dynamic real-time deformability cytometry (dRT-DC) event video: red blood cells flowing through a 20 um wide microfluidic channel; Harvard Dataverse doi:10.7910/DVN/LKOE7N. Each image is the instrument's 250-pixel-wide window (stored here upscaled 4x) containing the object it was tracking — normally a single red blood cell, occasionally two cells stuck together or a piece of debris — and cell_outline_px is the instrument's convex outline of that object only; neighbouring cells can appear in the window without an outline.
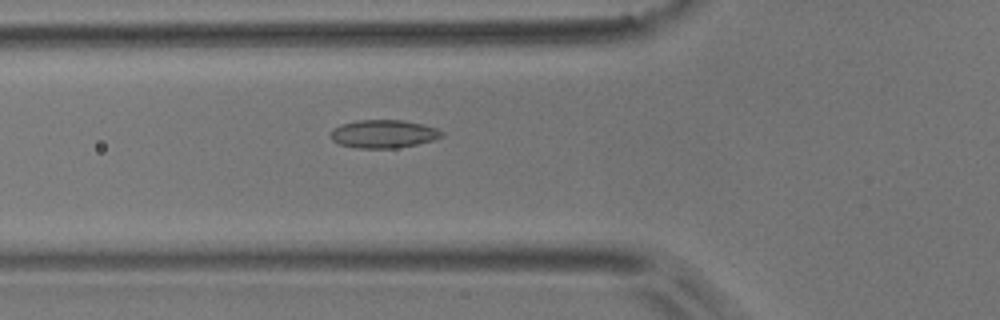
{"species": "common noctule bat (a hibernating species)", "species_latin": "Nyctalus noctula", "temperature_condition": "room temperature", "stored_images_in_passage": 54, "camera_frame_rate_fps": 3000, "um_per_image_px": 0.085, "animal": {"sex": "male", "body_mass_g": 17.9}, "frame": {"image": 1, "passage_image": 19, "time_ms": 6.0, "image_size_px": [1000, 320], "cell_outline_px": [[444, 136], [432, 140], [416, 144], [396, 148], [356, 148], [340, 144], [332, 140], [328, 136], [332, 128], [340, 124], [356, 120], [400, 120], [424, 124], [436, 128], [444, 132]], "centroid_in_image_um": [32.56, 11.37], "position_along_channel_um": 93.2, "area_um2": 18.38}}
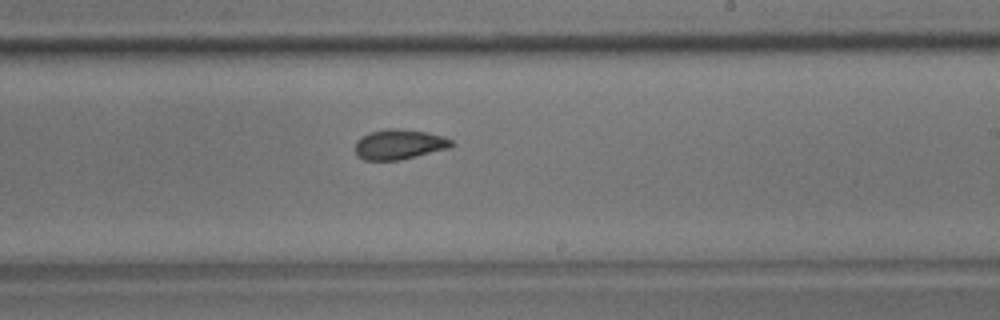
{"frame": {"image": 2, "passage_image": 32, "time_ms": 10.333, "image_size_px": [1000, 320], "cell_outline_px": [[456, 144], [448, 148], [400, 160], [364, 160], [356, 156], [356, 140], [368, 132], [388, 128], [396, 128], [424, 132], [444, 136], [452, 140]], "centroid_in_image_um": [33.91, 12.27], "position_along_channel_um": 255.1, "area_um2": 16.88}}
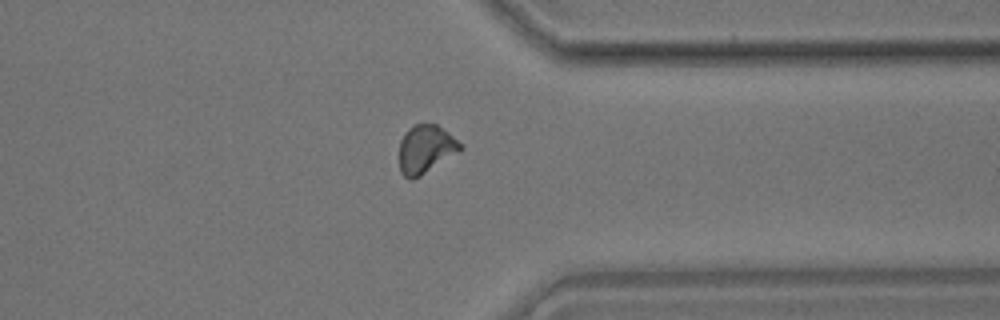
{"frame": {"image": 3, "passage_image": 42, "time_ms": 13.667, "image_size_px": [1000, 320], "cell_outline_px": [[464, 148], [420, 176], [412, 180], [408, 180], [400, 172], [400, 140], [408, 128], [416, 124], [436, 124], [448, 132], [464, 144]], "centroid_in_image_um": [36.19, 12.68], "position_along_channel_um": 375.2, "area_um2": 17.17}, "authors_computed_cell_mechanics": {"area_um2": 17.1377, "velocity_mm_per_s": 3.7204, "shape_relaxation_time_tau1_ms": 9.9366, "shape_relaxation_time_tau2_ms": 2.0621, "deformation_change_tau1": 0.1572, "deformation_change_tau2": 0.0694}}